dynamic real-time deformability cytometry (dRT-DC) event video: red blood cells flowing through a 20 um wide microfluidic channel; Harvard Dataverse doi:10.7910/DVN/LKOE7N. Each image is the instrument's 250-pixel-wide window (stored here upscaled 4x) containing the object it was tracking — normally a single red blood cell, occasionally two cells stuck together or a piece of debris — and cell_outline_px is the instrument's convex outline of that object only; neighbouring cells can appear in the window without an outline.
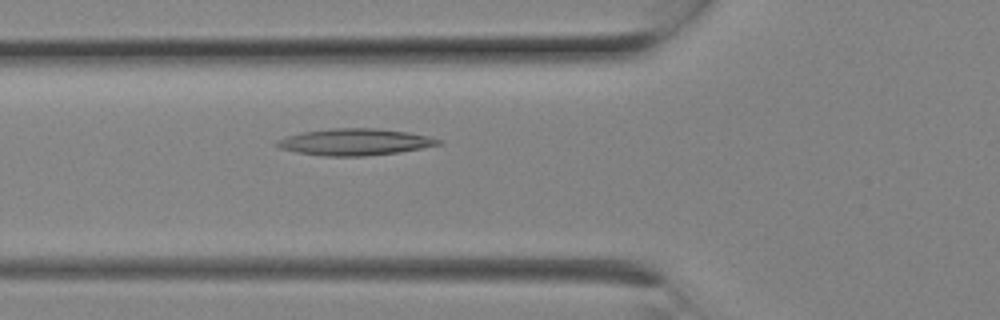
{"species": "Egyptian fruit bat (a non-hibernating species)", "species_latin": "Rousettus aegyptiacus", "temperature_condition": "room temperature", "stored_images_in_passage": 8, "camera_frame_rate_fps": 3000, "um_per_image_px": 0.085, "animal": {"sex": "female"}, "frame": {"image": 1, "passage_image": 8, "time_ms": 2.333, "image_size_px": [1000, 320], "cell_outline_px": [[444, 144], [400, 152], [364, 156], [324, 156], [296, 152], [280, 148], [276, 144], [276, 140], [300, 132], [332, 128], [376, 128], [408, 132], [428, 136], [444, 140]], "centroid_in_image_um": [30.21, 12.06], "position_along_channel_um": 95.6, "area_um2": 25.2}}